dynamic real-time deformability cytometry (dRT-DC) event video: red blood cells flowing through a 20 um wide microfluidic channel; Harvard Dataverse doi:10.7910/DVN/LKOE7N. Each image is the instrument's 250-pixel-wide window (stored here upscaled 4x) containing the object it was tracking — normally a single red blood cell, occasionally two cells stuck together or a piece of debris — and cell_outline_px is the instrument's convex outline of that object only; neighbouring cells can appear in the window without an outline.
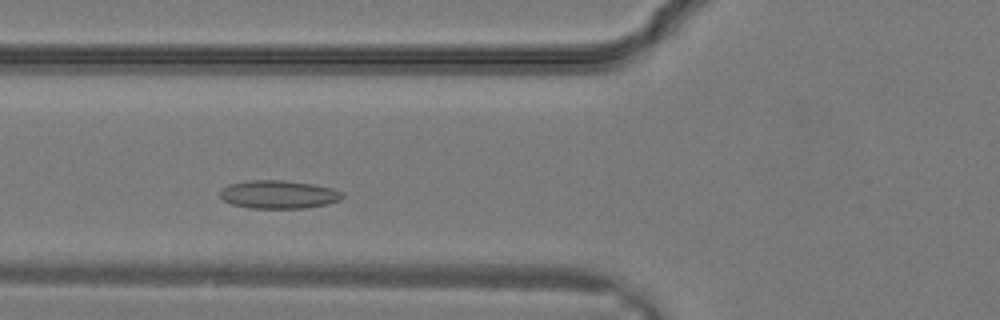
{"species": "common noctule bat (a hibernating species)", "species_latin": "Nyctalus noctula", "temperature_condition": "warm", "stored_images_in_passage": 26, "camera_frame_rate_fps": 3000, "um_per_image_px": 0.085, "animal": {"sex": "male", "body_mass_g": 19.2, "forearm_length_mm": 51.8}, "frame": {"image": 1, "passage_image": 6, "time_ms": 1.667, "image_size_px": [1000, 320], "cell_outline_px": [[344, 196], [340, 200], [328, 204], [304, 208], [248, 208], [232, 204], [224, 200], [220, 196], [220, 188], [228, 184], [248, 180], [284, 180], [312, 184], [332, 188], [344, 192]], "centroid_in_image_um": [23.68, 16.52], "position_along_channel_um": 102.1, "area_um2": 20.29}}
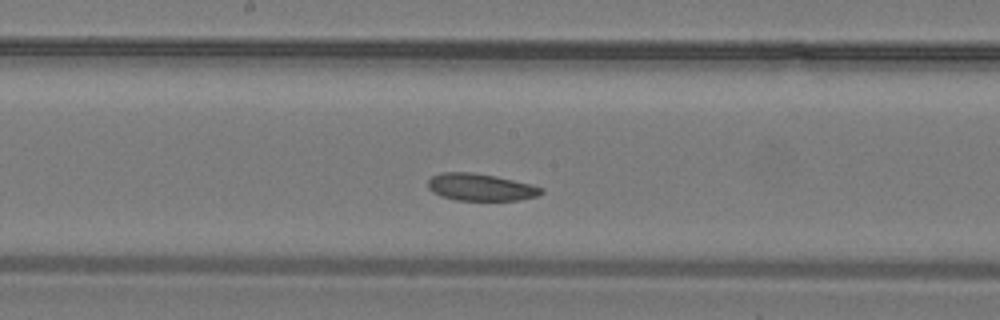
{"frame": {"image": 2, "passage_image": 11, "time_ms": 3.333, "image_size_px": [1000, 320], "cell_outline_px": [[544, 192], [540, 196], [520, 200], [456, 200], [440, 196], [432, 192], [428, 188], [428, 180], [432, 176], [440, 172], [472, 172], [496, 176], [532, 184], [544, 188]], "centroid_in_image_um": [40.87, 15.91], "position_along_channel_um": 207.3, "area_um2": 18.21}}
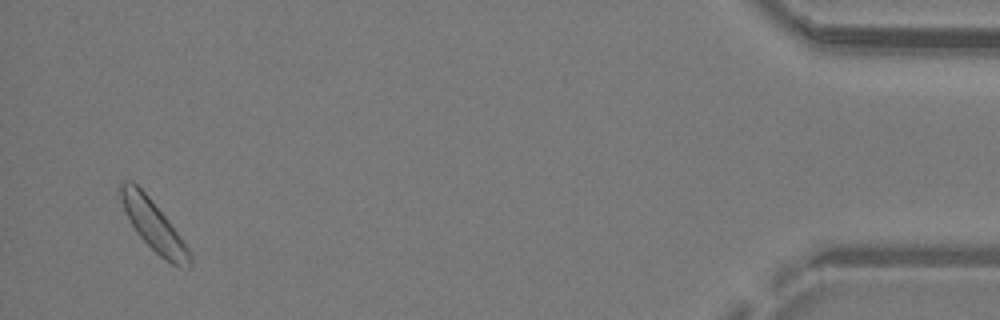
{"frame": {"image": 3, "passage_image": 25, "time_ms": 8.0, "image_size_px": [1000, 320], "cell_outline_px": [[192, 264], [188, 268], [180, 268], [172, 264], [160, 256], [136, 232], [124, 212], [116, 188], [124, 180], [132, 180], [148, 196], [168, 220], [188, 248], [192, 256]], "centroid_in_image_um": [13.01, 19.14], "position_along_channel_um": 422.2, "area_um2": 20.29}}